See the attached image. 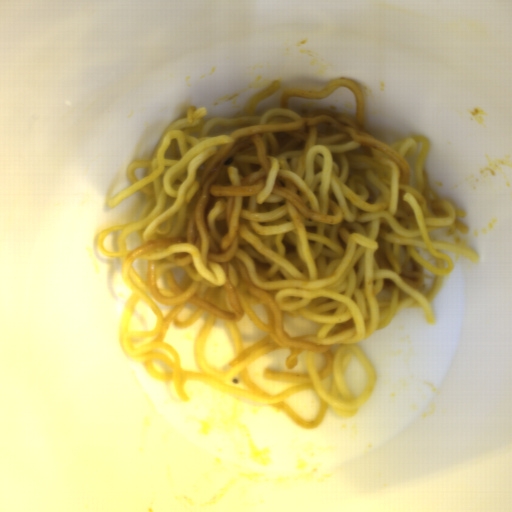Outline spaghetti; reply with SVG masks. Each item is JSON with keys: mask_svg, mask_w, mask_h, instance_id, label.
Segmentation results:
<instances>
[{"mask_svg": "<svg viewBox=\"0 0 512 512\" xmlns=\"http://www.w3.org/2000/svg\"><path fill=\"white\" fill-rule=\"evenodd\" d=\"M343 85L355 96V123L339 111L287 108L290 95L322 98ZM280 88L274 80L250 98L242 117L204 120L206 106L187 107L149 159L127 165L131 185L107 205L140 196L127 222L101 231L97 246L122 258L121 278L131 289L119 322L129 359L172 382L183 401L190 400L187 381L205 382L310 429L327 410L355 416L374 393L377 377L358 346L362 340L410 306L433 326L431 303L454 268L440 252L473 263L479 257L431 237L447 231L461 242L459 232L469 229L456 217L466 211L438 199L429 185L427 138L388 145L368 133L365 97L345 77L321 90L283 89L279 108L255 115L257 104ZM138 299L154 311V330H129ZM204 311L195 348L201 371H184L165 333L173 320L190 326ZM218 316L236 349L225 371L204 358ZM279 348H290V368L305 350L308 375L266 369L264 378L293 383L273 395L246 370ZM319 353L326 366L317 372ZM353 356L368 376L358 398L344 379ZM309 389L321 406L307 421L284 400Z\"/></svg>", "mask_w": 512, "mask_h": 512, "instance_id": "obj_1", "label": "spaghetti"}]
</instances>
